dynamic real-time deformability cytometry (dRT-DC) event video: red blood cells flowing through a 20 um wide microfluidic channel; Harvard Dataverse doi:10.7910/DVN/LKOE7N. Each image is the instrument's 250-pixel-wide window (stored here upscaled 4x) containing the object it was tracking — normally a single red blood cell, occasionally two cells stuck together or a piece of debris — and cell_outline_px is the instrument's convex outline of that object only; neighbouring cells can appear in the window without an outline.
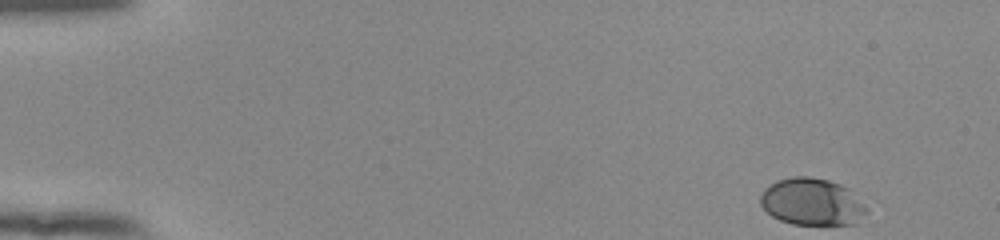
{"species": "human", "species_latin": "Homo sapiens", "temperature_condition": "room temperature", "stored_images_in_passage": 50, "camera_frame_rate_fps": 3000, "um_per_image_px": 0.085, "donor": {"sex": "female"}, "frame": {"image": 1, "passage_image": 1, "time_ms": 0.0, "image_size_px": [1000, 240], "cell_outline_px": [[868, 212], [856, 224], [792, 224], [780, 220], [772, 216], [760, 204], [760, 196], [764, 188], [776, 180], [792, 176], [808, 176], [828, 180], [840, 184], [848, 188], [868, 208]], "centroid_in_image_um": [69.01, 17.15], "position_along_channel_um": 16.0, "area_um2": 29.25}}
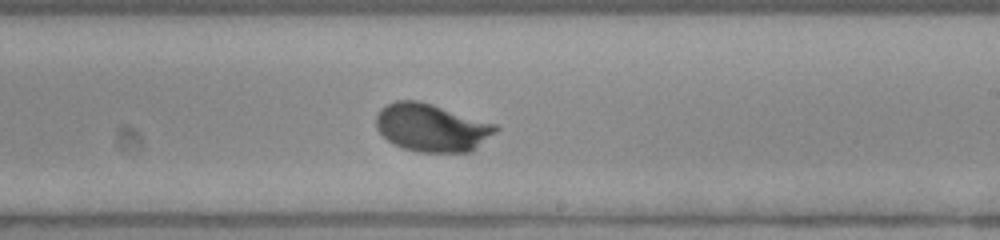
{"frame": {"image": 2, "passage_image": 30, "time_ms": 9.667, "image_size_px": [1000, 240], "cell_outline_px": [[500, 128], [496, 132], [472, 152], [420, 152], [404, 148], [388, 140], [376, 128], [376, 116], [380, 108], [396, 100], [420, 100], [496, 124]], "centroid_in_image_um": [36.71, 10.84], "position_along_channel_um": 252.3, "area_um2": 33.35}}
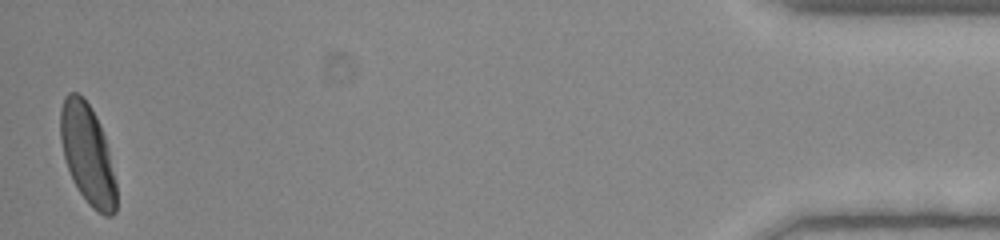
{"frame": {"image": 3, "passage_image": 50, "time_ms": 16.333, "image_size_px": [1000, 240], "cell_outline_px": [[116, 212], [112, 216], [104, 216], [92, 208], [88, 204], [72, 180], [64, 156], [60, 140], [60, 108], [64, 96], [68, 92], [76, 92], [88, 104], [96, 116], [100, 124], [108, 148], [116, 180]], "centroid_in_image_um": [7.44, 13.13], "position_along_channel_um": 427.8, "area_um2": 32.54}, "authors_computed_cell_mechanics": {"area_um2": 31.8478, "velocity_mm_per_s": 3.8643, "shape_relaxation_time_tau1_ms": 2.7245, "shape_relaxation_time_tau2_ms": null, "deformation_change_tau1": 0.1275, "deformation_change_tau2": null}}